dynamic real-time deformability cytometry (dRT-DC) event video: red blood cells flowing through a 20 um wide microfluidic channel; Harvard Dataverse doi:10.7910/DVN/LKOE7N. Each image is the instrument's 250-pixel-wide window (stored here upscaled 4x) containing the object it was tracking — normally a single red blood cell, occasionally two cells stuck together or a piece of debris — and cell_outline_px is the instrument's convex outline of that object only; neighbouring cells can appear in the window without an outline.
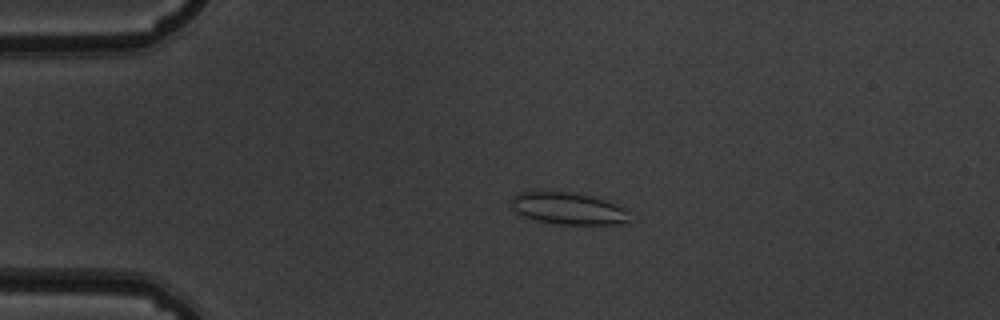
{"species": "common noctule bat (a hibernating species)", "species_latin": "Nyctalus noctula", "temperature_condition": "warm", "stored_images_in_passage": 50, "camera_frame_rate_fps": 3000, "um_per_image_px": 0.085, "animal": {"sex": "male", "body_mass_g": 19.5, "forearm_length_mm": 54.6}, "frame": {"image": 1, "passage_image": 9, "time_ms": 2.667, "image_size_px": [1000, 320], "cell_outline_px": [[632, 220], [620, 224], [556, 224], [536, 220], [524, 216], [516, 212], [512, 208], [512, 196], [520, 192], [544, 188], [604, 196], [628, 208]], "centroid_in_image_um": [48.38, 17.65], "position_along_channel_um": 36.6, "area_um2": 23.64}}
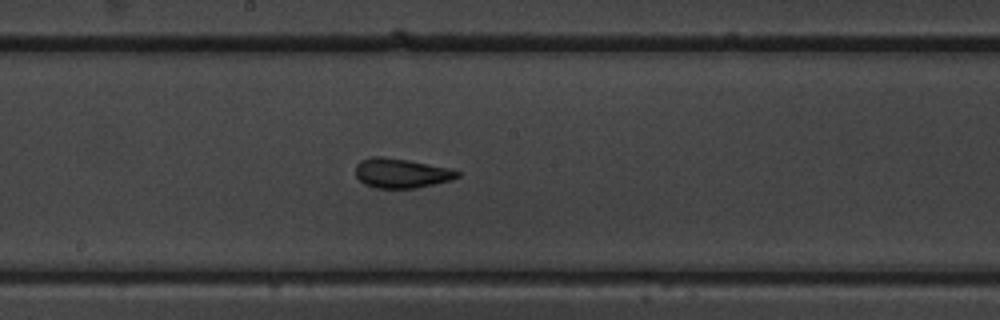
{"frame": {"image": 2, "passage_image": 26, "time_ms": 8.333, "image_size_px": [1000, 320], "cell_outline_px": [[460, 176], [452, 180], [416, 188], [376, 188], [364, 184], [356, 176], [356, 164], [360, 160], [372, 156], [384, 156], [408, 160], [448, 168], [460, 172]], "centroid_in_image_um": [34.09, 14.71], "position_along_channel_um": 214.1, "area_um2": 17.57}}
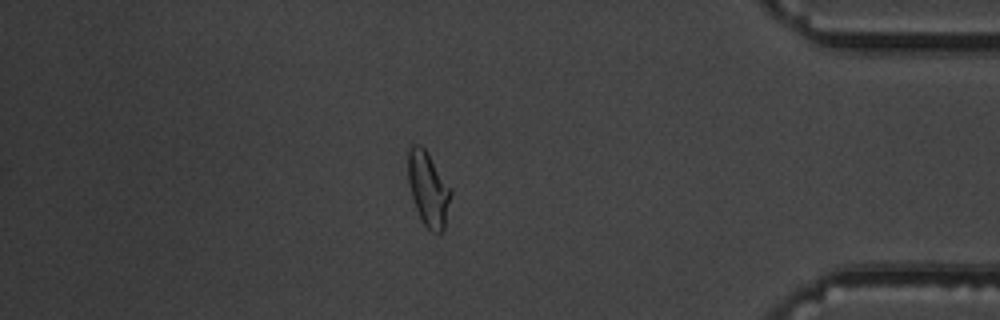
{"frame": {"image": 3, "passage_image": 43, "time_ms": 14.0, "image_size_px": [1000, 320], "cell_outline_px": [[452, 192], [444, 228], [440, 232], [432, 232], [424, 224], [416, 208], [412, 196], [408, 180], [408, 148], [412, 144], [420, 144], [424, 148]], "centroid_in_image_um": [36.38, 16.05], "position_along_channel_um": 398.8, "area_um2": 17.98}, "authors_computed_cell_mechanics": {"area_um2": 17.9758, "velocity_mm_per_s": 3.8297, "shape_relaxation_time_tau1_ms": 2.6984, "shape_relaxation_time_tau2_ms": 1.1269, "deformation_change_tau1": 0.1047, "deformation_change_tau2": 0.0783}}